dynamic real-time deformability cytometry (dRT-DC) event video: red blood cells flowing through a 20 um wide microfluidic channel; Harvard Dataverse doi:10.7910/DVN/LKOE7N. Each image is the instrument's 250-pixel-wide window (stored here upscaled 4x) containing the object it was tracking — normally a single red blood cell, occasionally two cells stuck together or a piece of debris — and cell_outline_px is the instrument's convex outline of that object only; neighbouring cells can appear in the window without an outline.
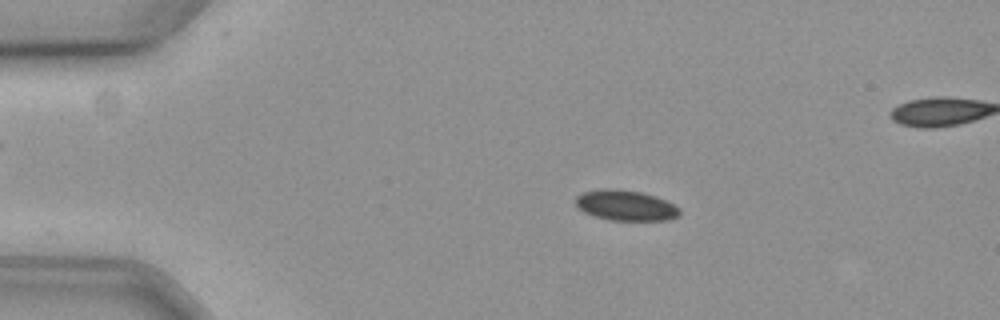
{"species": "common noctule bat (a hibernating species)", "species_latin": "Nyctalus noctula", "temperature_condition": "cold", "stored_images_in_passage": 60, "segment_of_instrument_passage": [1, 2], "camera_frame_rate_fps": 3000, "um_per_image_px": 0.085, "animal": {"sex": "female", "body_mass_g": 19.3, "forearm_length_mm": 54.1}, "frame": {"image": 1, "passage_image": 12, "time_ms": 3.667, "image_size_px": [1000, 320], "cell_outline_px": [[680, 212], [676, 216], [668, 220], [608, 220], [584, 212], [576, 208], [576, 196], [584, 192], [600, 188], [620, 188], [640, 192], [656, 196], [680, 208]], "centroid_in_image_um": [53.14, 17.44], "position_along_channel_um": 31.9, "area_um2": 18.5}}
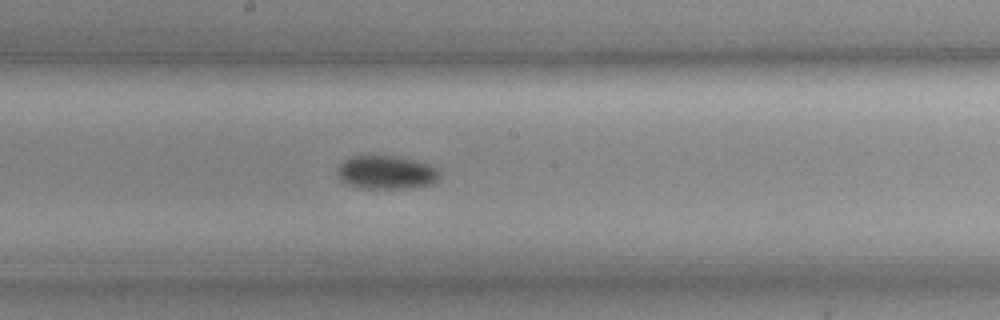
{"frame": {"image": 2, "passage_image": 32, "time_ms": 10.333, "image_size_px": [1000, 320], "cell_outline_px": [[440, 176], [432, 184], [408, 188], [356, 188], [344, 184], [336, 176], [336, 168], [344, 160], [352, 156], [392, 156], [412, 160], [428, 164], [436, 168], [440, 172]], "centroid_in_image_um": [32.76, 14.67], "position_along_channel_um": 215.4, "area_um2": 20.06}}
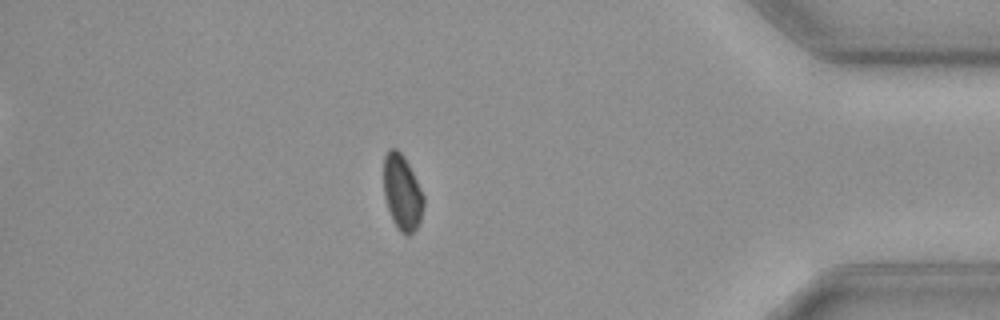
{"frame": {"image": 3, "passage_image": 51, "time_ms": 16.667, "image_size_px": [1000, 320], "cell_outline_px": [[424, 204], [420, 220], [416, 228], [408, 236], [404, 236], [396, 228], [392, 220], [384, 196], [384, 156], [388, 148], [396, 148], [404, 156], [424, 196]], "centroid_in_image_um": [34.17, 16.38], "position_along_channel_um": 401.0, "area_um2": 17.57}}